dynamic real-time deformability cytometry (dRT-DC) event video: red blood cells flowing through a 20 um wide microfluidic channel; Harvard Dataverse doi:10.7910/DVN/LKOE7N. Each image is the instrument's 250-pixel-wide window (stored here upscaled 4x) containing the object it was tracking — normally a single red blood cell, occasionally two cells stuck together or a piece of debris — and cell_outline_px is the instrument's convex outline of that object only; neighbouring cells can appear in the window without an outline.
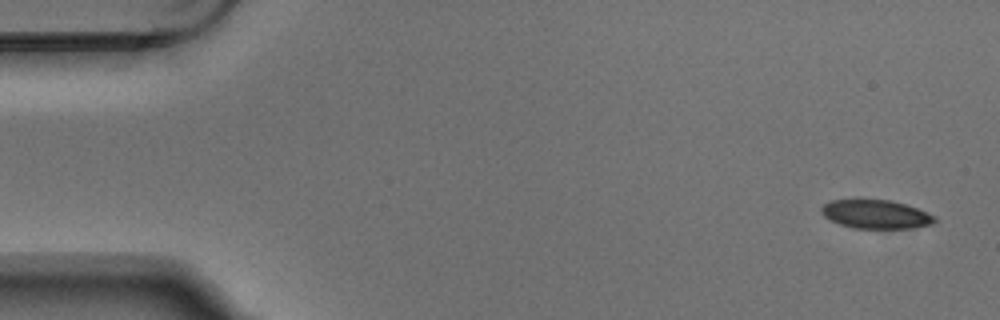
{"species": "Egyptian fruit bat (a non-hibernating species)", "species_latin": "Rousettus aegyptiacus", "temperature_condition": "warm", "stored_images_in_passage": 3, "camera_frame_rate_fps": 3000, "um_per_image_px": 0.085, "animal": {"sex": "male"}, "frame": {"image": 1, "passage_image": 1, "time_ms": 0.0, "image_size_px": [1000, 320], "cell_outline_px": [[936, 220], [932, 224], [912, 228], [852, 228], [840, 224], [824, 216], [820, 212], [820, 208], [824, 204], [832, 200], [888, 200], [904, 204], [916, 208], [936, 216]], "centroid_in_image_um": [74.44, 18.22], "position_along_channel_um": 10.6, "area_um2": 18.73}}